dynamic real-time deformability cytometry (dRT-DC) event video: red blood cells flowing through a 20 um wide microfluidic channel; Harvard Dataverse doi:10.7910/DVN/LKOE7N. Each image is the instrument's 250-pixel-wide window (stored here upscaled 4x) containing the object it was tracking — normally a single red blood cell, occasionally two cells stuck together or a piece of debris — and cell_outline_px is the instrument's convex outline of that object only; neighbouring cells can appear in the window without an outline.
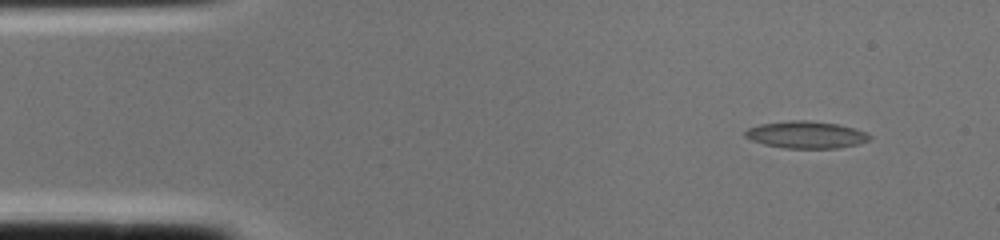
{"species": "common noctule bat (a hibernating species)", "species_latin": "Nyctalus noctula", "temperature_condition": "cold", "stored_images_in_passage": 1, "camera_frame_rate_fps": 3000, "um_per_image_px": 0.085, "animal": {"sex": "female", "body_mass_g": 22.0, "forearm_length_mm": 56.7}, "frame": {"image": 1, "passage_image": 1, "time_ms": 0.0, "image_size_px": [1000, 240], "cell_outline_px": [[872, 136], [868, 140], [860, 144], [836, 148], [784, 148], [764, 144], [752, 140], [744, 136], [744, 132], [748, 128], [760, 124], [788, 120], [808, 120], [836, 124], [852, 128], [864, 132]], "centroid_in_image_um": [68.49, 11.45], "position_along_channel_um": 16.5, "area_um2": 19.54}}